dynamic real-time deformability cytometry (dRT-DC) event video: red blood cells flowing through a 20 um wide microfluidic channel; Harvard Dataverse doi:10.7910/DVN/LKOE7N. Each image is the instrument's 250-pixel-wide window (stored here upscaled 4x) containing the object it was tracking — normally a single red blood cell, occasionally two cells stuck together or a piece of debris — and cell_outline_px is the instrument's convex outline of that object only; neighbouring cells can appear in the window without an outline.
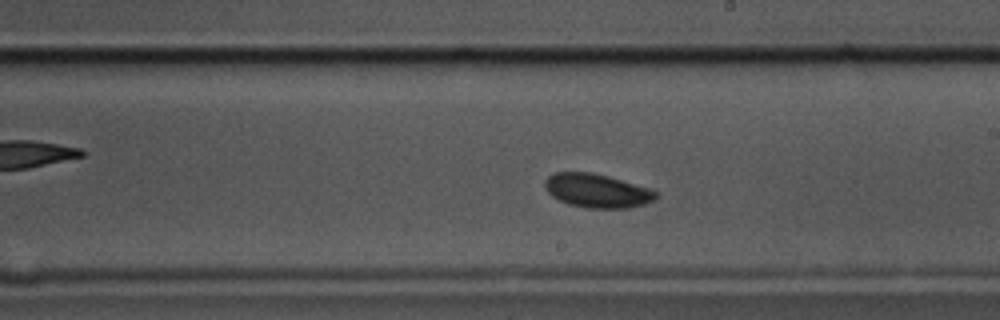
{"species": "common noctule bat (a hibernating species)", "species_latin": "Nyctalus noctula", "temperature_condition": "cold", "stored_images_in_passage": 45, "camera_frame_rate_fps": 3000, "um_per_image_px": 0.085, "animal": {"sex": "male", "body_mass_g": 17.5, "forearm_length_mm": 52.3}, "frame": {"image": 1, "passage_image": 20, "time_ms": 6.333, "image_size_px": [1000, 320], "cell_outline_px": [[660, 192], [656, 200], [644, 204], [628, 208], [588, 208], [568, 204], [552, 196], [544, 188], [544, 180], [552, 172], [592, 172], [608, 176], [648, 188]], "centroid_in_image_um": [50.74, 16.21], "position_along_channel_um": 238.3, "area_um2": 22.02}}